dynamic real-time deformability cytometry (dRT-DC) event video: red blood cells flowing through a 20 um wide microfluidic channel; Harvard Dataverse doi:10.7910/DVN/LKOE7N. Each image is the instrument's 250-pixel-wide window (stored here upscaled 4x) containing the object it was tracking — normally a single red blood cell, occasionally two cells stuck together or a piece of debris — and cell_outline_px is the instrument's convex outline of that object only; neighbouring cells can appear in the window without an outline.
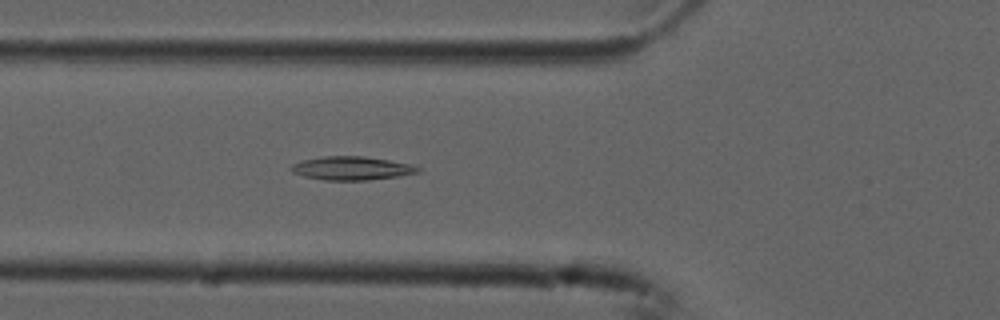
{"species": "common noctule bat (a hibernating species)", "species_latin": "Nyctalus noctula", "temperature_condition": "cold", "stored_images_in_passage": 5, "camera_frame_rate_fps": 3000, "um_per_image_px": 0.085, "animal": {"sex": "male", "forearm_length_mm": 52.5}, "frame": {"image": 1, "passage_image": 5, "time_ms": 1.333, "image_size_px": [1000, 320], "cell_outline_px": [[420, 172], [396, 176], [368, 180], [324, 180], [304, 176], [292, 172], [288, 168], [292, 164], [304, 160], [324, 156], [364, 156], [420, 164]], "centroid_in_image_um": [29.96, 14.29], "position_along_channel_um": 95.8, "area_um2": 17.63}}